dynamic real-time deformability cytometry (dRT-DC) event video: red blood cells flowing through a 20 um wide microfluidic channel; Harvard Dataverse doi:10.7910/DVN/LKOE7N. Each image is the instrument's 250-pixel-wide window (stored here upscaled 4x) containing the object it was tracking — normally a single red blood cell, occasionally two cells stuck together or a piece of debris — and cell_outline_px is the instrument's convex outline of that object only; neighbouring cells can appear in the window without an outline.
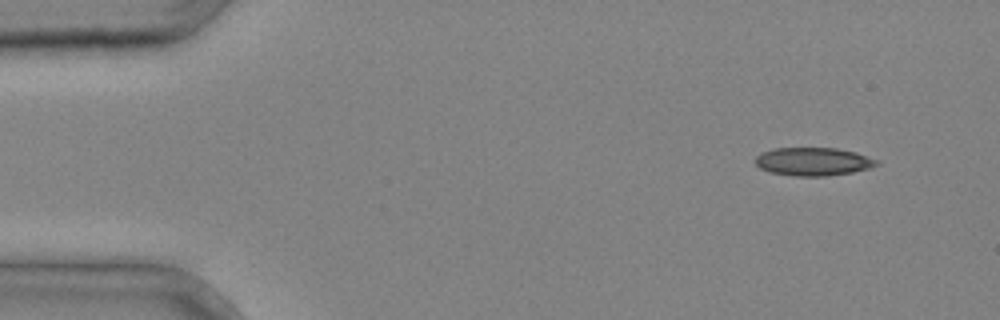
{"species": "common noctule bat (a hibernating species)", "species_latin": "Nyctalus noctula", "temperature_condition": "cold", "stored_images_in_passage": 2, "camera_frame_rate_fps": 3000, "um_per_image_px": 0.085, "animal": {"sex": "male", "body_mass_g": 20.4}, "frame": {"image": 1, "passage_image": 1, "time_ms": 0.0, "image_size_px": [1000, 320], "cell_outline_px": [[880, 164], [868, 168], [852, 172], [828, 176], [796, 176], [768, 172], [760, 168], [756, 164], [756, 156], [760, 152], [776, 148], [836, 148], [856, 152], [880, 160]], "centroid_in_image_um": [69.13, 13.73], "position_along_channel_um": 15.9, "area_um2": 20.06}}